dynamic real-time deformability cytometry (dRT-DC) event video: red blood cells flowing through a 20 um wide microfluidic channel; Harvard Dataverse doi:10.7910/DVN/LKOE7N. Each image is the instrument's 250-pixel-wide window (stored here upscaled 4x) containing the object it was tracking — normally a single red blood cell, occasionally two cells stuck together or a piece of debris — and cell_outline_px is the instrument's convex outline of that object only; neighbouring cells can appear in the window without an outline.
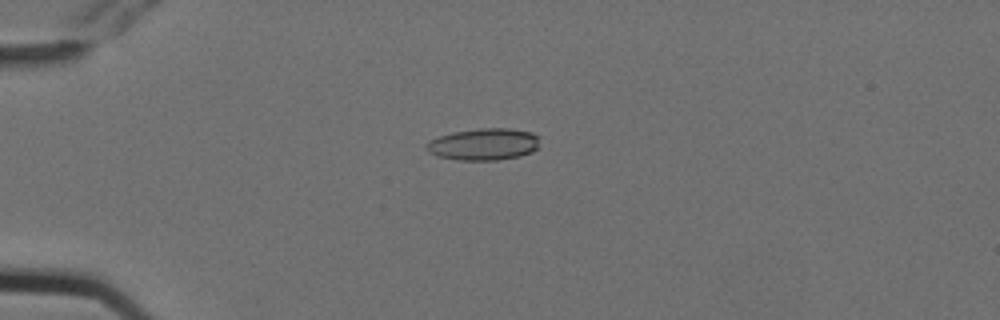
{"species": "Egyptian fruit bat (a non-hibernating species)", "species_latin": "Rousettus aegyptiacus", "temperature_condition": "cold", "stored_images_in_passage": 2, "camera_frame_rate_fps": 3000, "um_per_image_px": 0.085, "animal": {"sex": "female"}, "frame": {"image": 1, "passage_image": 1, "time_ms": 0.0, "image_size_px": [1000, 320], "cell_outline_px": [[536, 148], [532, 152], [520, 156], [496, 160], [456, 160], [440, 156], [428, 152], [424, 148], [424, 144], [440, 136], [452, 132], [480, 128], [508, 128], [532, 132], [536, 136]], "centroid_in_image_um": [41.07, 12.26], "position_along_channel_um": 43.9, "area_um2": 20.87}}